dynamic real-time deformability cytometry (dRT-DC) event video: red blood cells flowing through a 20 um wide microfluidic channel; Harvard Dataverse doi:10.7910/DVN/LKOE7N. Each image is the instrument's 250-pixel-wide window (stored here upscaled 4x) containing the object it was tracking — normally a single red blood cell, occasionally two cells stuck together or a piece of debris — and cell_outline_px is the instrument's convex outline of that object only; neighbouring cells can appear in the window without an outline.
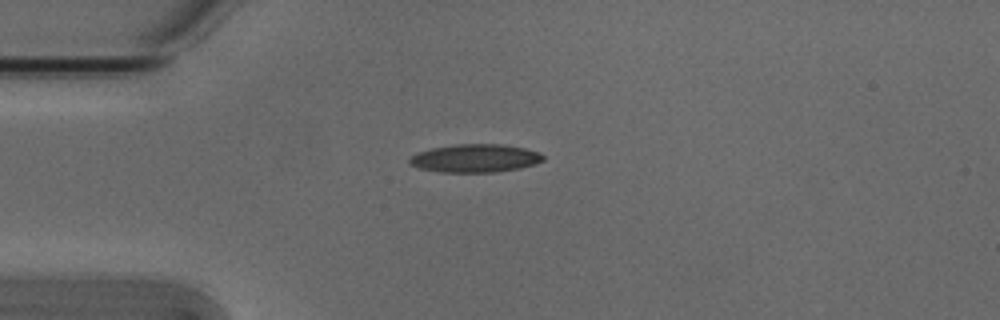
{"species": "Egyptian fruit bat (a non-hibernating species)", "species_latin": "Rousettus aegyptiacus", "temperature_condition": "cold", "stored_images_in_passage": 2, "camera_frame_rate_fps": 3000, "um_per_image_px": 0.085, "animal": {"sex": "male"}, "frame": {"image": 1, "passage_image": 1, "time_ms": 0.0, "image_size_px": [1000, 320], "cell_outline_px": [[544, 160], [520, 168], [496, 172], [440, 172], [420, 168], [408, 164], [408, 160], [416, 152], [432, 148], [456, 144], [500, 144], [524, 148], [540, 152], [544, 156]], "centroid_in_image_um": [40.36, 13.45], "position_along_channel_um": 44.6, "area_um2": 21.91}}